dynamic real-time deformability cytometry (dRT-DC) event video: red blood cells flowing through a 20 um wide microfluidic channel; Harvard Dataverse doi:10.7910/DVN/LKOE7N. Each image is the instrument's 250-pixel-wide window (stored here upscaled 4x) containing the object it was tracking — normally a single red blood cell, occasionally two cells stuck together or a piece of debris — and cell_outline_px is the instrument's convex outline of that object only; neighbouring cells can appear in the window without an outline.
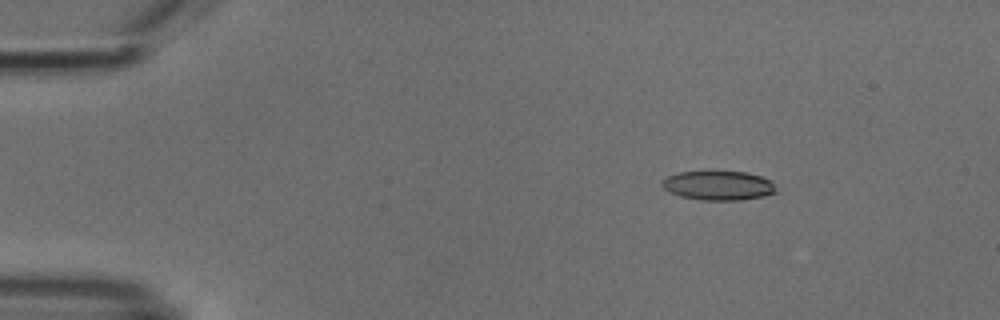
{"species": "common noctule bat (a hibernating species)", "species_latin": "Nyctalus noctula", "temperature_condition": "cold", "stored_images_in_passage": 5, "camera_frame_rate_fps": 3000, "um_per_image_px": 0.085, "animal": {"sex": "male", "body_mass_g": 18.8}, "frame": {"image": 1, "passage_image": 3, "time_ms": 2.333, "image_size_px": [1000, 320], "cell_outline_px": [[776, 192], [764, 196], [740, 200], [700, 200], [680, 196], [664, 188], [660, 184], [668, 176], [676, 172], [748, 172], [772, 180], [776, 188]], "centroid_in_image_um": [61.09, 15.77], "position_along_channel_um": 23.9, "area_um2": 19.36}}